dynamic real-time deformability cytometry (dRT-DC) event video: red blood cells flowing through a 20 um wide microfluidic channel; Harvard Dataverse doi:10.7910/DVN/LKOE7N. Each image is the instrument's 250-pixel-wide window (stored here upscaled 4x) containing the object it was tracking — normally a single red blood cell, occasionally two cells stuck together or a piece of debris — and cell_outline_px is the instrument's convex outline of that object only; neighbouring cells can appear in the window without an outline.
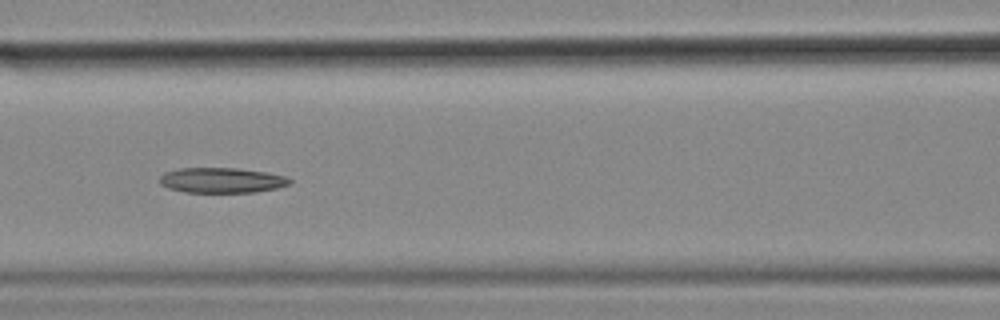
{"species": "common noctule bat (a hibernating species)", "species_latin": "Nyctalus noctula", "temperature_condition": "cold", "stored_images_in_passage": 41, "camera_frame_rate_fps": 3000, "um_per_image_px": 0.085, "animal": {"sex": "female", "body_mass_g": 18.4}, "frame": {"image": 1, "passage_image": 12, "time_ms": 3.667, "image_size_px": [1000, 320], "cell_outline_px": [[292, 184], [276, 188], [256, 192], [184, 192], [168, 188], [160, 184], [160, 176], [164, 172], [180, 168], [236, 168], [268, 172], [288, 176], [292, 180]], "centroid_in_image_um": [18.88, 15.32], "position_along_channel_um": 147.7, "area_um2": 19.31}}